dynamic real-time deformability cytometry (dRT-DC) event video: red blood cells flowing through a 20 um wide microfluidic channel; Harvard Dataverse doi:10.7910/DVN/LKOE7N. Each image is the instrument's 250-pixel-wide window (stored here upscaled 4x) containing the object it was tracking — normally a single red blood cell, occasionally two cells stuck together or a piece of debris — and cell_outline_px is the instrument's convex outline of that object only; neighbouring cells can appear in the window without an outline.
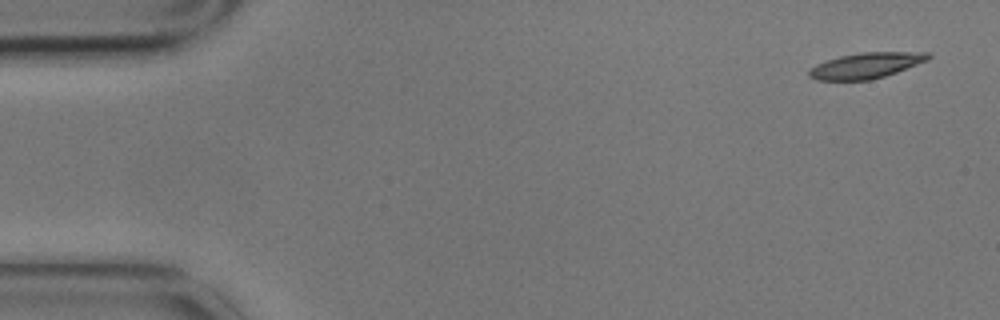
{"species": "common noctule bat (a hibernating species)", "species_latin": "Nyctalus noctula", "temperature_condition": "cold", "stored_images_in_passage": 6, "camera_frame_rate_fps": 3000, "um_per_image_px": 0.085, "animal": {"sex": "male", "body_mass_g": 17.9}, "frame": {"image": 1, "passage_image": 1, "time_ms": 0.0, "image_size_px": [1000, 320], "cell_outline_px": [[932, 56], [928, 60], [896, 72], [884, 76], [868, 80], [816, 80], [808, 76], [808, 72], [816, 64], [840, 56], [860, 52], [928, 52]], "centroid_in_image_um": [73.62, 5.56], "position_along_channel_um": 11.4, "area_um2": 17.69}}
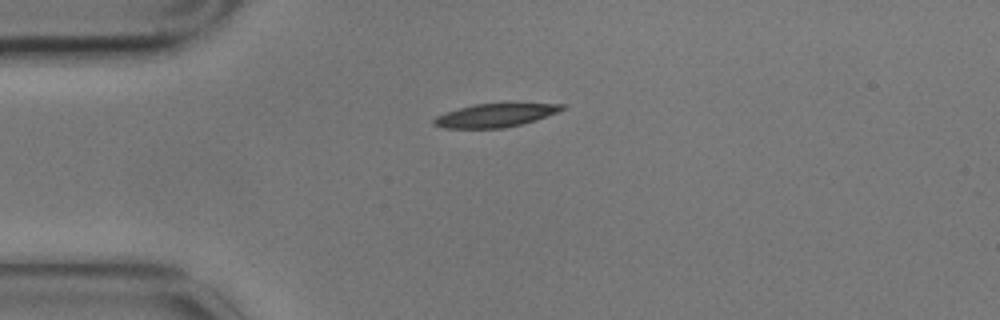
{"frame": {"image": 2, "passage_image": 4, "time_ms": 1.0, "image_size_px": [1000, 320], "cell_outline_px": [[564, 108], [556, 112], [536, 120], [504, 128], [444, 128], [432, 124], [432, 120], [436, 116], [444, 112], [476, 104], [564, 104]], "centroid_in_image_um": [42.01, 9.82], "position_along_channel_um": 43.0, "area_um2": 17.11}}